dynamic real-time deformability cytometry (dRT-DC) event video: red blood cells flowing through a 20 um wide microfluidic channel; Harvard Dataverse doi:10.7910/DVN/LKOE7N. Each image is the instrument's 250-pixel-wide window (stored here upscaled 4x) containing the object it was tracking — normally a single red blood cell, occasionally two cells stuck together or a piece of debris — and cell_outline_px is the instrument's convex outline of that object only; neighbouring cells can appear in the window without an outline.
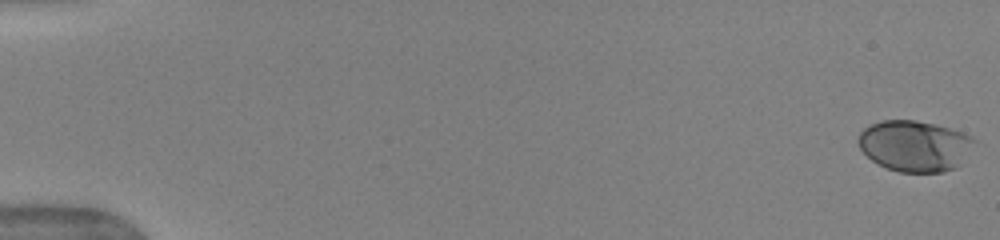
{"species": "human", "species_latin": "Homo sapiens", "temperature_condition": "warm", "stored_images_in_passage": 52, "camera_frame_rate_fps": 3000, "um_per_image_px": 0.085, "donor": {"sex": "female"}, "frame": {"image": 1, "passage_image": 1, "time_ms": 0.0, "image_size_px": [1000, 240], "cell_outline_px": [[976, 140], [956, 168], [944, 172], [900, 172], [888, 168], [872, 160], [860, 148], [856, 140], [860, 132], [864, 128], [872, 124], [884, 120], [916, 120], [936, 124], [964, 132], [972, 136]], "centroid_in_image_um": [77.74, 12.38], "position_along_channel_um": 7.3, "area_um2": 34.33}}
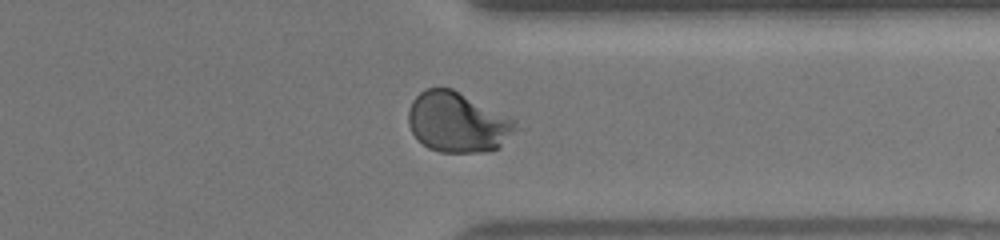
{"frame": {"image": 2, "passage_image": 42, "time_ms": 13.667, "image_size_px": [1000, 240], "cell_outline_px": [[520, 128], [500, 148], [488, 152], [440, 152], [428, 148], [412, 132], [408, 124], [408, 112], [412, 100], [424, 88], [452, 88], [516, 120]], "centroid_in_image_um": [38.93, 10.4], "position_along_channel_um": 372.5, "area_um2": 37.86}}
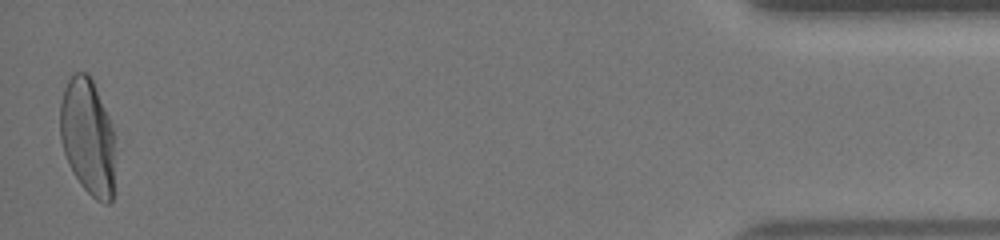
{"frame": {"image": 3, "passage_image": 52, "time_ms": 17.0, "image_size_px": [1000, 240], "cell_outline_px": [[112, 200], [108, 204], [104, 204], [96, 200], [80, 184], [72, 172], [68, 164], [60, 140], [60, 104], [64, 88], [72, 72], [88, 72], [92, 80], [108, 116], [112, 128]], "centroid_in_image_um": [7.4, 11.6], "position_along_channel_um": 427.8, "area_um2": 36.76}, "authors_computed_cell_mechanics": {"area_um2": 35.6048, "velocity_mm_per_s": 3.9529, "shape_relaxation_time_tau1_ms": 3.5659, "shape_relaxation_time_tau2_ms": null, "deformation_change_tau1": 0.1644, "deformation_change_tau2": null}}